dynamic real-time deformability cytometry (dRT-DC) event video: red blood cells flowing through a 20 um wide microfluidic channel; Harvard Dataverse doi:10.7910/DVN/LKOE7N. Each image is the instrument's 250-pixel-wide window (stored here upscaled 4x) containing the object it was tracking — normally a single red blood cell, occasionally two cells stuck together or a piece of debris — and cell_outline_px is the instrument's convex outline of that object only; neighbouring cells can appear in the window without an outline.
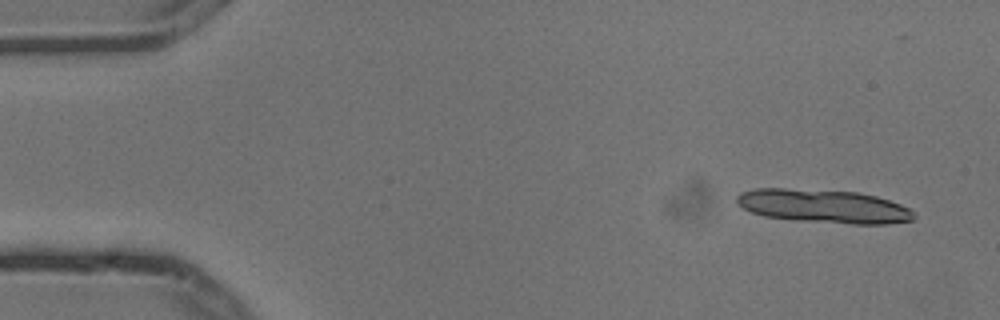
{"species": "common noctule bat (a hibernating species)", "species_latin": "Nyctalus noctula", "temperature_condition": "cold", "stored_images_in_passage": 5, "camera_frame_rate_fps": 3000, "um_per_image_px": 0.085, "animal": {"sex": "male", "body_mass_g": 13.3}, "frame": {"image": 1, "passage_image": 1, "time_ms": 0.0, "image_size_px": [1000, 320], "cell_outline_px": [[916, 216], [912, 220], [888, 224], [852, 224], [796, 220], [764, 216], [752, 212], [744, 208], [736, 200], [736, 196], [740, 192], [756, 188], [784, 188], [856, 192], [876, 196], [900, 204], [916, 212]], "centroid_in_image_um": [70.03, 17.53], "position_along_channel_um": 15.0, "area_um2": 34.56}}